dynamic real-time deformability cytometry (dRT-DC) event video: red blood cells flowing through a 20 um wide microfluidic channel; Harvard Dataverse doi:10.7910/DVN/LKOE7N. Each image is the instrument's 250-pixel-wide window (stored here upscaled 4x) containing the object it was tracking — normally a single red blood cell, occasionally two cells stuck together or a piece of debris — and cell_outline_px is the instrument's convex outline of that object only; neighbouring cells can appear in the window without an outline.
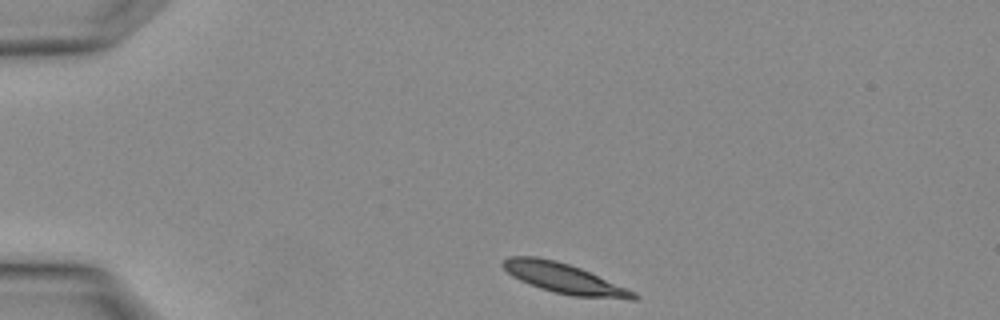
{"species": "Egyptian fruit bat (a non-hibernating species)", "species_latin": "Rousettus aegyptiacus", "temperature_condition": "warm", "stored_images_in_passage": 4, "segment_of_instrument_passage": [2, 2], "camera_frame_rate_fps": 3000, "um_per_image_px": 0.085, "animal": {"sex": "female"}, "frame": {"image": 1, "passage_image": 4, "time_ms": 1.0, "image_size_px": [1000, 320], "cell_outline_px": [[640, 300], [632, 300], [572, 296], [552, 292], [528, 284], [512, 276], [504, 268], [504, 260], [508, 256], [536, 256], [556, 260], [580, 268], [636, 292], [640, 296]], "centroid_in_image_um": [48.0, 23.69], "position_along_channel_um": 37.0, "area_um2": 22.95}}